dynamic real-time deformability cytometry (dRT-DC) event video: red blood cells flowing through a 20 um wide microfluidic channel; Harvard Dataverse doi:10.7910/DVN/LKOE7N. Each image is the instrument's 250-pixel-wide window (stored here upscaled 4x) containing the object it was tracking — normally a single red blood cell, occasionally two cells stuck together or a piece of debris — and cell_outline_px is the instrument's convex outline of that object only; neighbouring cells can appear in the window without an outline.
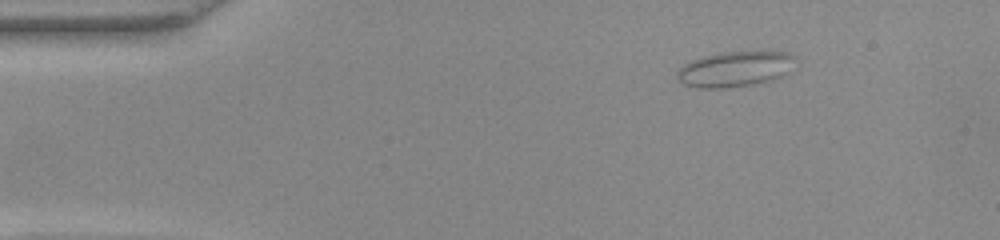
{"species": "common noctule bat (a hibernating species)", "species_latin": "Nyctalus noctula", "temperature_condition": "warm", "stored_images_in_passage": 44, "camera_frame_rate_fps": 3000, "um_per_image_px": 0.085, "animal": {"sex": "female", "body_mass_g": 22.0, "forearm_length_mm": 56.7}, "frame": {"image": 1, "passage_image": 1, "time_ms": 0.0, "image_size_px": [1000, 240], "cell_outline_px": [[796, 56], [784, 76], [772, 80], [752, 84], [724, 88], [696, 88], [684, 84], [676, 76], [676, 72], [684, 64], [692, 60], [704, 56], [720, 52], [788, 52]], "centroid_in_image_um": [62.44, 5.87], "position_along_channel_um": 22.6, "area_um2": 24.16}}
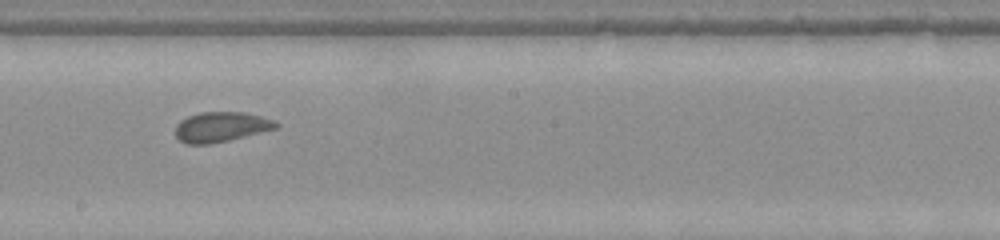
{"frame": {"image": 2, "passage_image": 22, "time_ms": 7.0, "image_size_px": [1000, 240], "cell_outline_px": [[280, 124], [276, 128], [228, 140], [208, 144], [188, 144], [180, 140], [176, 136], [176, 124], [180, 120], [188, 116], [200, 112], [244, 112], [260, 116], [272, 120]], "centroid_in_image_um": [18.75, 10.78], "position_along_channel_um": 229.4, "area_um2": 17.34}}
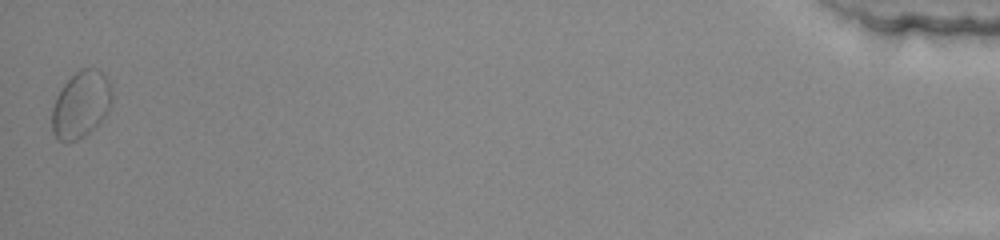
{"frame": {"image": 3, "passage_image": 44, "time_ms": 14.333, "image_size_px": [1000, 240], "cell_outline_px": [[112, 100], [108, 112], [84, 136], [76, 140], [64, 144], [56, 140], [52, 132], [52, 108], [56, 96], [60, 88], [80, 68], [96, 68], [108, 80], [112, 92]], "centroid_in_image_um": [6.84, 8.91], "position_along_channel_um": 428.4, "area_um2": 23.35}, "authors_computed_cell_mechanics": {"area_um2": 17.918, "velocity_mm_per_s": 4.0366, "shape_relaxation_time_tau1_ms": 8.6315, "shape_relaxation_time_tau2_ms": null, "deformation_change_tau1": 0.0969, "deformation_change_tau2": null}}